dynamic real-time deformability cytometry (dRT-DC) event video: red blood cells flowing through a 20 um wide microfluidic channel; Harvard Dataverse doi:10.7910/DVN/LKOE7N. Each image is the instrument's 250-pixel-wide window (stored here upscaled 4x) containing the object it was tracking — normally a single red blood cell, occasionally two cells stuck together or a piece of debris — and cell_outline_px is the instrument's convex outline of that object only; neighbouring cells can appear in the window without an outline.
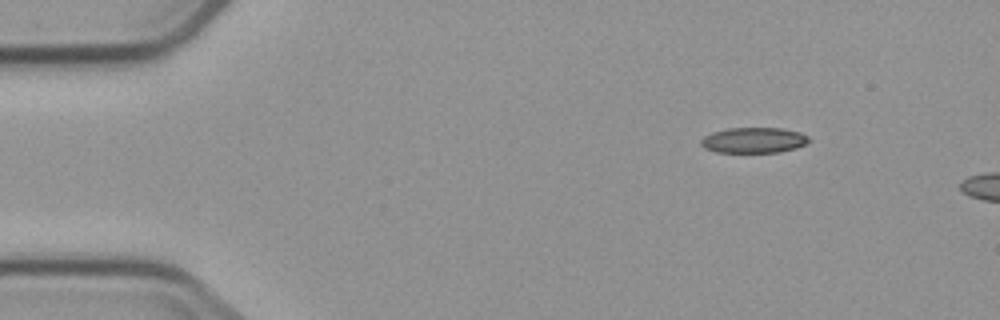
{"species": "common noctule bat (a hibernating species)", "species_latin": "Nyctalus noctula", "temperature_condition": "cold", "stored_images_in_passage": 2, "camera_frame_rate_fps": 3000, "um_per_image_px": 0.085, "animal": {"sex": "male", "body_mass_g": 23.1, "forearm_length_mm": 52.7}, "frame": {"image": 1, "passage_image": 1, "time_ms": 0.0, "image_size_px": [1000, 320], "cell_outline_px": [[808, 140], [804, 144], [796, 148], [780, 152], [716, 152], [704, 148], [700, 144], [700, 140], [704, 136], [712, 132], [728, 128], [784, 128], [800, 132], [808, 136]], "centroid_in_image_um": [64.04, 11.91], "position_along_channel_um": 21.0, "area_um2": 16.07}}